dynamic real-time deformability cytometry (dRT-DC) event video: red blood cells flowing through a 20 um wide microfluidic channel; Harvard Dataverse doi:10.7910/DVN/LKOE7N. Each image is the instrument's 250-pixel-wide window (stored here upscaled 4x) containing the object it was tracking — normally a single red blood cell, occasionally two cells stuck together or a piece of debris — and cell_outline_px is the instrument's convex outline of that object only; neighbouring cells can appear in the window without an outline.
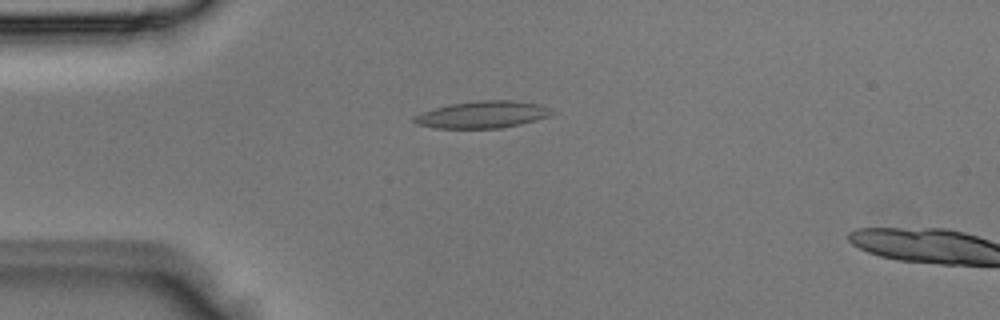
{"species": "Egyptian fruit bat (a non-hibernating species)", "species_latin": "Rousettus aegyptiacus", "temperature_condition": "room temperature", "stored_images_in_passage": 4, "camera_frame_rate_fps": 3000, "um_per_image_px": 0.085, "animal": {"sex": "male"}, "frame": {"image": 1, "passage_image": 3, "time_ms": 0.667, "image_size_px": [1000, 320], "cell_outline_px": [[552, 112], [548, 116], [536, 120], [520, 124], [500, 128], [432, 128], [416, 124], [412, 120], [412, 116], [436, 108], [452, 104], [476, 100], [512, 100], [540, 104]], "centroid_in_image_um": [40.96, 9.74], "position_along_channel_um": 44.0, "area_um2": 21.44}}